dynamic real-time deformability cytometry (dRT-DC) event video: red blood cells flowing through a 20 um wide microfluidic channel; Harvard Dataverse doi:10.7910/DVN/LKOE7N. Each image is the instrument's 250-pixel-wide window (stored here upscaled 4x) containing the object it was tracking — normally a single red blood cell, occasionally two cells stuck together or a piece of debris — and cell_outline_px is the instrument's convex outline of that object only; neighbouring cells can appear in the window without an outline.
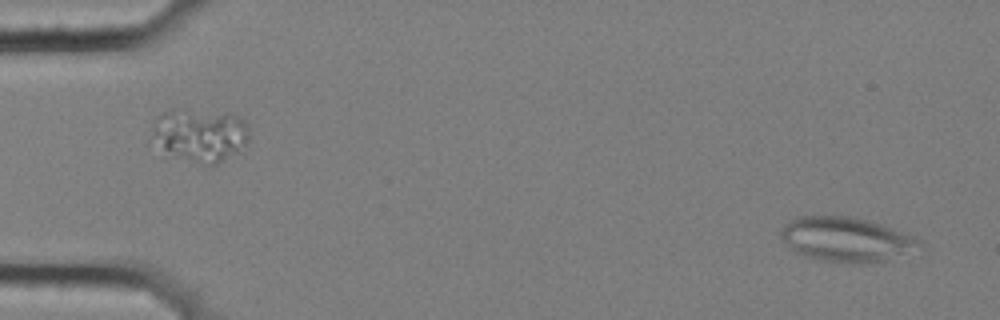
{"species": "common noctule bat (a hibernating species)", "species_latin": "Nyctalus noctula", "temperature_condition": "cold", "stored_images_in_passage": 7, "camera_frame_rate_fps": 3000, "um_per_image_px": 0.085, "animal": {"sex": "female", "body_mass_g": 25.1}, "frame": {"image": 1, "passage_image": 7, "time_ms": 2.0, "image_size_px": [1000, 320], "cell_outline_px": [[920, 244], [884, 260], [864, 264], [848, 264], [824, 260], [804, 256], [796, 252], [780, 236], [780, 232], [784, 224], [800, 216], [848, 216], [868, 220], [892, 228], [912, 236], [920, 240]], "centroid_in_image_um": [71.83, 20.34], "position_along_channel_um": 13.2, "area_um2": 34.97}}